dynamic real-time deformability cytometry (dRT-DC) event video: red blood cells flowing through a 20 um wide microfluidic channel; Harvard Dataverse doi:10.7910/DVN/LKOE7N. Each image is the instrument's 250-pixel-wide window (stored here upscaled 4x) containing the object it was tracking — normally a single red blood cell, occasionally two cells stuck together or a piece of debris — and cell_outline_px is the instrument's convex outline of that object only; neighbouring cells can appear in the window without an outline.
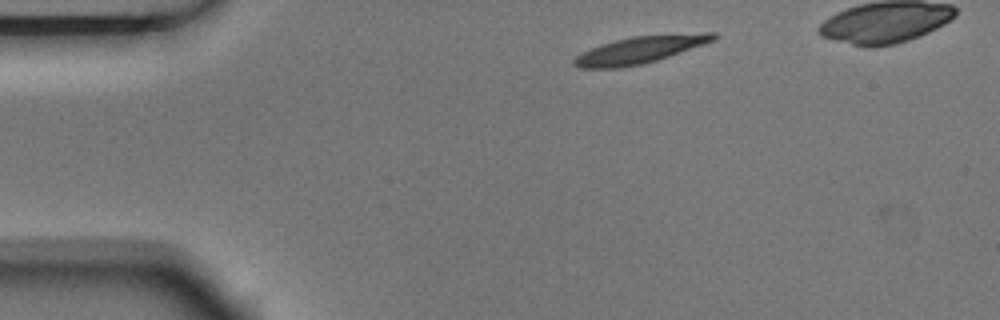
{"species": "Egyptian fruit bat (a non-hibernating species)", "species_latin": "Rousettus aegyptiacus", "temperature_condition": "room temperature", "stored_images_in_passage": 3, "camera_frame_rate_fps": 3000, "um_per_image_px": 0.085, "animal": {"sex": "male"}, "frame": {"image": 1, "passage_image": 1, "time_ms": 0.0, "image_size_px": [1000, 320], "cell_outline_px": [[720, 36], [716, 40], [644, 64], [620, 68], [580, 68], [572, 64], [572, 60], [580, 52], [600, 44], [632, 36], [704, 32], [716, 32]], "centroid_in_image_um": [54.4, 4.22], "position_along_channel_um": 30.6, "area_um2": 22.2}}